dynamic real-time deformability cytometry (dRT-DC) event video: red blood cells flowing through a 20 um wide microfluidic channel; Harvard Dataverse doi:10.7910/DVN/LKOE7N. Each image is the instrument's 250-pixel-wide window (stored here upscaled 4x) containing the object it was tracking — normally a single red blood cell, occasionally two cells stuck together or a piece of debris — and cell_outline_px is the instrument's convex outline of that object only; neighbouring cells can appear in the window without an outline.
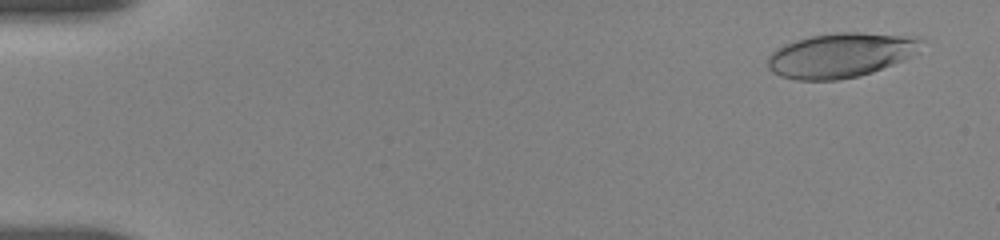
{"species": "human", "species_latin": "Homo sapiens", "temperature_condition": "room temperature", "stored_images_in_passage": 23, "camera_frame_rate_fps": 3000, "um_per_image_px": 0.085, "donor": {"sex": "female"}, "frame": {"image": 1, "passage_image": 2, "time_ms": 0.333, "image_size_px": [1000, 240], "cell_outline_px": [[924, 40], [916, 52], [904, 60], [872, 72], [856, 76], [836, 80], [796, 80], [780, 76], [772, 72], [768, 68], [768, 56], [776, 48], [784, 44], [796, 40], [812, 36], [836, 32], [864, 32], [916, 36]], "centroid_in_image_um": [71.45, 4.68], "position_along_channel_um": 13.5, "area_um2": 40.0}}
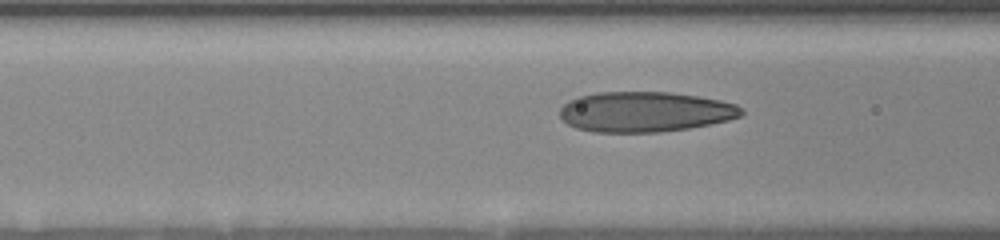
{"frame": {"image": 2, "passage_image": 14, "time_ms": 6.667, "image_size_px": [1000, 240], "cell_outline_px": [[744, 112], [740, 116], [728, 120], [688, 128], [660, 132], [592, 132], [576, 128], [568, 124], [560, 116], [560, 108], [568, 100], [580, 96], [596, 92], [672, 92], [720, 100], [736, 104]], "centroid_in_image_um": [54.79, 9.5], "position_along_channel_um": 111.8, "area_um2": 42.54}}
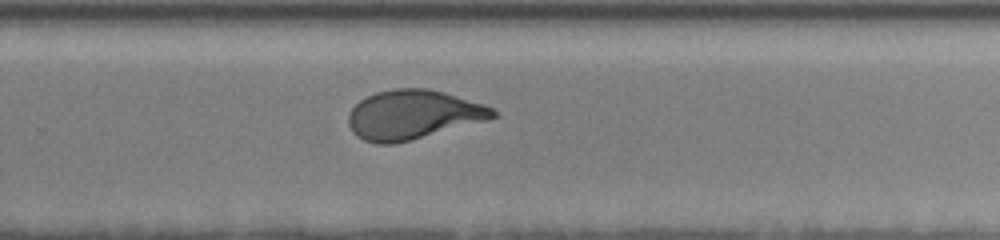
{"frame": {"image": 3, "passage_image": 23, "time_ms": 11.667, "image_size_px": [1000, 240], "cell_outline_px": [[500, 116], [488, 120], [392, 144], [376, 144], [364, 140], [356, 136], [352, 132], [348, 124], [348, 112], [360, 100], [376, 92], [392, 88], [428, 88], [444, 92], [484, 104], [492, 108]], "centroid_in_image_um": [35.09, 9.74], "position_along_channel_um": 294.7, "area_um2": 41.38}}